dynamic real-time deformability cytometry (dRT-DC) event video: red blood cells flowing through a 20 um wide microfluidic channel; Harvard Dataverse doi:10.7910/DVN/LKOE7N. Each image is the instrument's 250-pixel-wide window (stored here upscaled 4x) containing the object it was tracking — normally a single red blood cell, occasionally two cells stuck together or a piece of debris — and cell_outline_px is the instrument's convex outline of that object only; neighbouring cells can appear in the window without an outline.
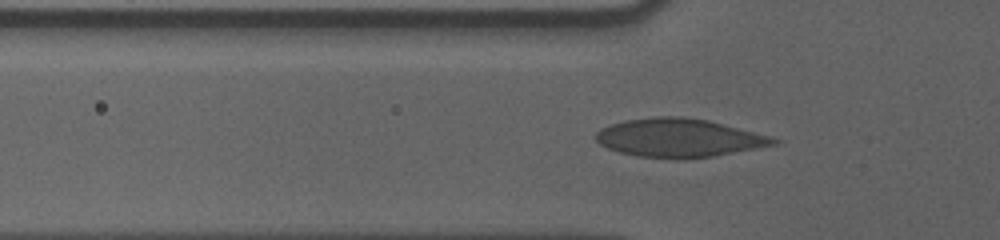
{"species": "human", "species_latin": "Homo sapiens", "temperature_condition": "cold", "stored_images_in_passage": 35, "camera_frame_rate_fps": 3000, "um_per_image_px": 0.085, "donor": {"sex": "male"}, "frame": {"image": 1, "passage_image": 2, "time_ms": 0.333, "image_size_px": [1000, 240], "cell_outline_px": [[780, 140], [776, 144], [756, 148], [712, 156], [676, 160], [636, 156], [620, 152], [608, 148], [600, 144], [596, 140], [596, 132], [600, 128], [624, 120], [656, 116], [684, 116], [708, 120], [772, 136]], "centroid_in_image_um": [57.7, 11.72], "position_along_channel_um": 68.1, "area_um2": 40.0}}
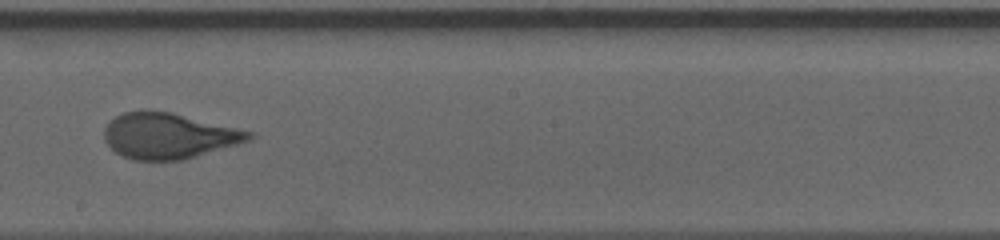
{"frame": {"image": 2, "passage_image": 16, "time_ms": 5.0, "image_size_px": [1000, 240], "cell_outline_px": [[256, 136], [248, 140], [236, 144], [184, 160], [136, 160], [124, 156], [116, 152], [104, 140], [104, 128], [116, 116], [124, 112], [172, 112], [256, 132]], "centroid_in_image_um": [14.38, 11.55], "position_along_channel_um": 233.8, "area_um2": 38.09}}
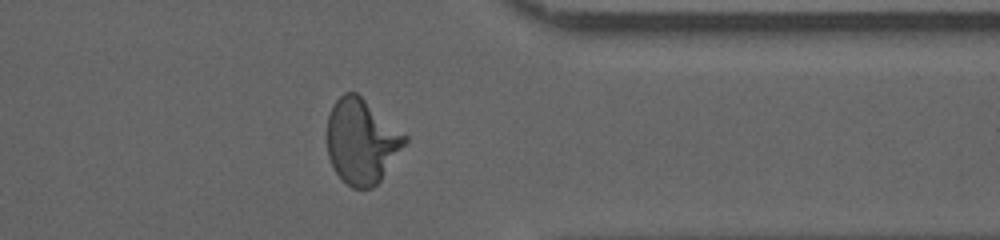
{"frame": {"image": 3, "passage_image": 29, "time_ms": 9.333, "image_size_px": [1000, 240], "cell_outline_px": [[408, 140], [380, 180], [372, 188], [352, 188], [336, 172], [328, 156], [328, 116], [332, 104], [344, 92], [356, 92], [408, 136]], "centroid_in_image_um": [30.73, 11.99], "position_along_channel_um": 380.7, "area_um2": 37.97}}